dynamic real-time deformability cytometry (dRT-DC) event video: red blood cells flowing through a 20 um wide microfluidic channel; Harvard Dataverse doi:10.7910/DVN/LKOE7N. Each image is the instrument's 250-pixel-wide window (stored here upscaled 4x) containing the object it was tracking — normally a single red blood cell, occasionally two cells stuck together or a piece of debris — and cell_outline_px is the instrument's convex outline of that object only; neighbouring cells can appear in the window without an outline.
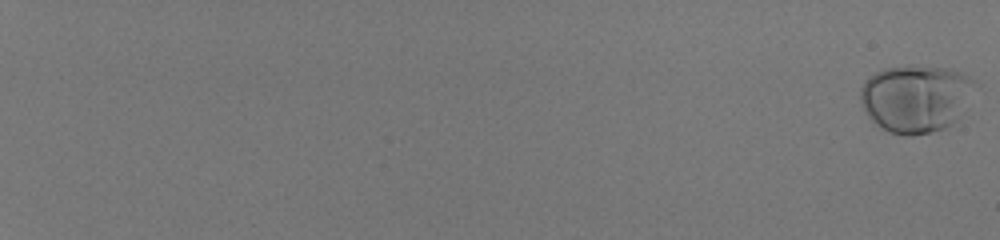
{"species": "human", "species_latin": "Homo sapiens", "temperature_condition": "room temperature", "stored_images_in_passage": 57, "camera_frame_rate_fps": 3000, "um_per_image_px": 0.085, "donor": {"sex": "male"}, "frame": {"image": 1, "passage_image": 1, "time_ms": 0.0, "image_size_px": [1000, 240], "cell_outline_px": [[972, 84], [960, 112], [956, 120], [952, 124], [944, 128], [932, 132], [912, 136], [904, 136], [888, 132], [880, 128], [868, 116], [860, 100], [860, 88], [876, 72], [884, 68], [912, 64], [948, 68], [960, 72], [968, 76], [972, 80]], "centroid_in_image_um": [77.76, 8.36], "position_along_channel_um": 7.2, "area_um2": 44.56}}
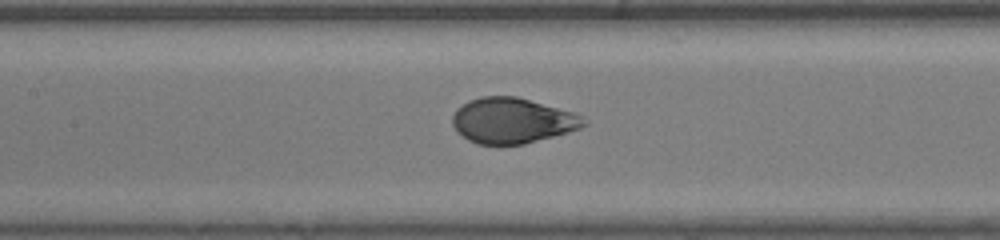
{"frame": {"image": 2, "passage_image": 34, "time_ms": 11.0, "image_size_px": [1000, 240], "cell_outline_px": [[588, 124], [580, 128], [568, 132], [524, 144], [476, 144], [468, 140], [452, 124], [452, 116], [456, 108], [468, 100], [480, 96], [516, 96], [576, 112]], "centroid_in_image_um": [43.54, 10.23], "position_along_channel_um": 163.9, "area_um2": 34.8}}
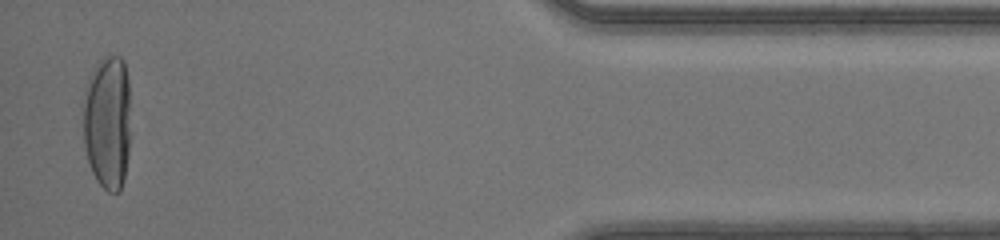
{"frame": {"image": 3, "passage_image": 56, "time_ms": 18.333, "image_size_px": [1000, 240], "cell_outline_px": [[128, 152], [124, 180], [120, 192], [108, 192], [96, 180], [92, 172], [88, 160], [84, 144], [80, 108], [80, 104], [84, 88], [96, 64], [104, 56], [120, 56], [124, 60], [128, 80]], "centroid_in_image_um": [9.07, 10.37], "position_along_channel_um": 426.1, "area_um2": 37.86}, "authors_computed_cell_mechanics": {"area_um2": 36.703, "velocity_mm_per_s": 4.1895, "shape_relaxation_time_tau1_ms": 4.1981, "shape_relaxation_time_tau2_ms": null, "deformation_change_tau1": 0.2055, "deformation_change_tau2": null}}